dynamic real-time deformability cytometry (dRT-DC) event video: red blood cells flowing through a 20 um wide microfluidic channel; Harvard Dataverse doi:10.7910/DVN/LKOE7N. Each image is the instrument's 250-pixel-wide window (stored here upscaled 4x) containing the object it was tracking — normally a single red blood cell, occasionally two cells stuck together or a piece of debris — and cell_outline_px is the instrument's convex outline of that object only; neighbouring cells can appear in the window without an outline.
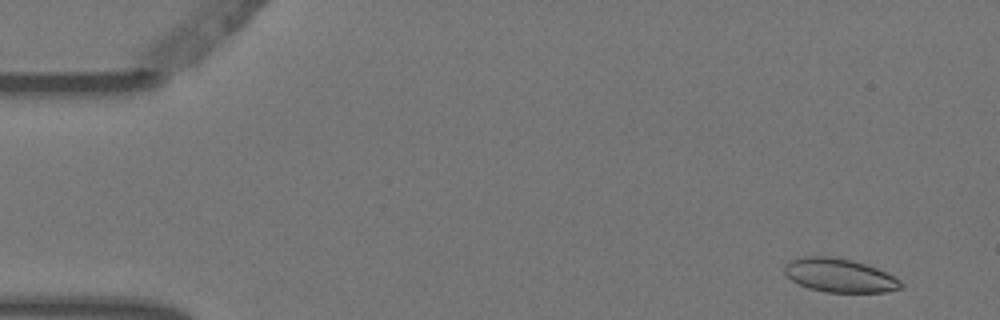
{"species": "Egyptian fruit bat (a non-hibernating species)", "species_latin": "Rousettus aegyptiacus", "temperature_condition": "warm", "stored_images_in_passage": 5, "camera_frame_rate_fps": 3000, "um_per_image_px": 0.085, "animal": {"sex": "female"}, "frame": {"image": 1, "passage_image": 1, "time_ms": 0.0, "image_size_px": [1000, 320], "cell_outline_px": [[904, 288], [884, 292], [824, 292], [808, 288], [784, 276], [784, 264], [788, 260], [800, 256], [832, 256], [852, 260], [876, 268], [900, 280], [904, 284]], "centroid_in_image_um": [71.31, 23.4], "position_along_channel_um": 13.7, "area_um2": 23.06}}
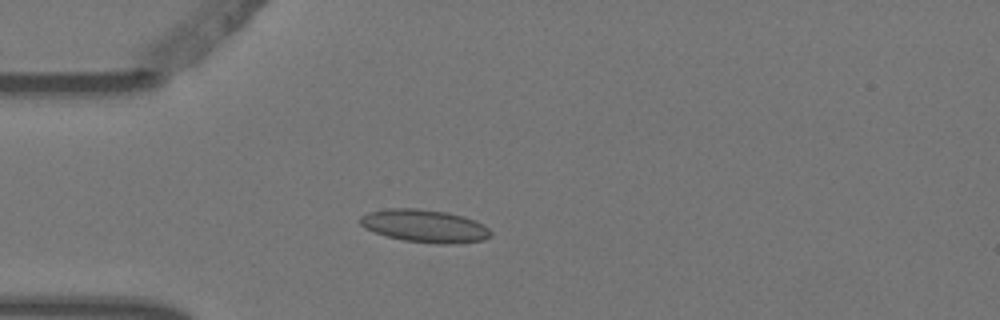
{"frame": {"image": 2, "passage_image": 4, "time_ms": 1.0, "image_size_px": [1000, 320], "cell_outline_px": [[492, 236], [484, 240], [456, 244], [436, 244], [404, 240], [388, 236], [364, 228], [360, 224], [360, 216], [368, 212], [388, 208], [416, 208], [444, 212], [464, 216], [476, 220], [484, 224], [492, 232]], "centroid_in_image_um": [36.14, 19.21], "position_along_channel_um": 48.9, "area_um2": 25.09}}